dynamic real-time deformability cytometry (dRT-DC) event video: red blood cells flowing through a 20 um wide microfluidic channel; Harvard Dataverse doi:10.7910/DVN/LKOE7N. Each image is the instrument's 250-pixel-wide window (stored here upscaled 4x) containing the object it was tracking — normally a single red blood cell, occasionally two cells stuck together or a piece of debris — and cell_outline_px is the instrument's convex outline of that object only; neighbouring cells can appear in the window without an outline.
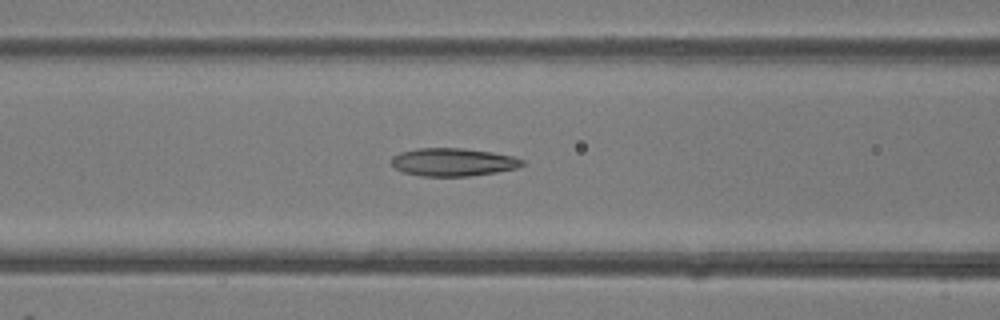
{"species": "common noctule bat (a hibernating species)", "species_latin": "Nyctalus noctula", "temperature_condition": "room temperature", "stored_images_in_passage": 39, "camera_frame_rate_fps": 3000, "um_per_image_px": 0.085, "animal": {"sex": "female"}, "frame": {"image": 1, "passage_image": 19, "time_ms": 6.0, "image_size_px": [1000, 320], "cell_outline_px": [[524, 164], [516, 168], [496, 172], [468, 176], [420, 176], [404, 172], [396, 168], [392, 164], [392, 156], [400, 152], [416, 148], [464, 148], [492, 152], [512, 156], [524, 160]], "centroid_in_image_um": [38.5, 13.77], "position_along_channel_um": 128.1, "area_um2": 21.27}}
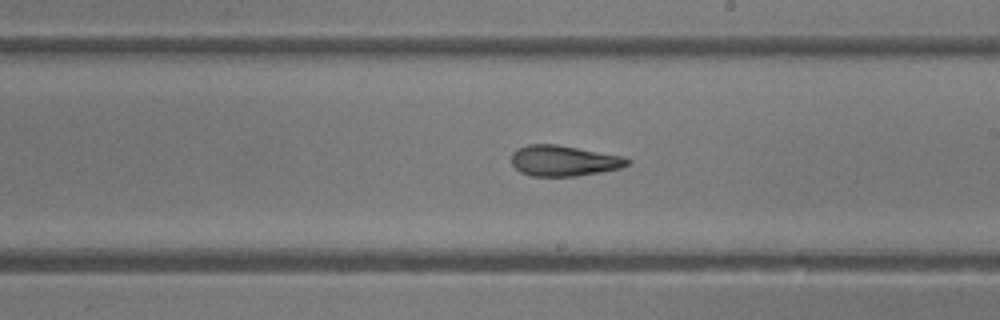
{"frame": {"image": 2, "passage_image": 27, "time_ms": 8.667, "image_size_px": [1000, 320], "cell_outline_px": [[632, 160], [628, 164], [620, 168], [600, 172], [576, 176], [532, 176], [520, 172], [512, 164], [512, 152], [516, 148], [528, 144], [556, 144], [624, 156]], "centroid_in_image_um": [47.91, 13.65], "position_along_channel_um": 241.1, "area_um2": 20.81}}
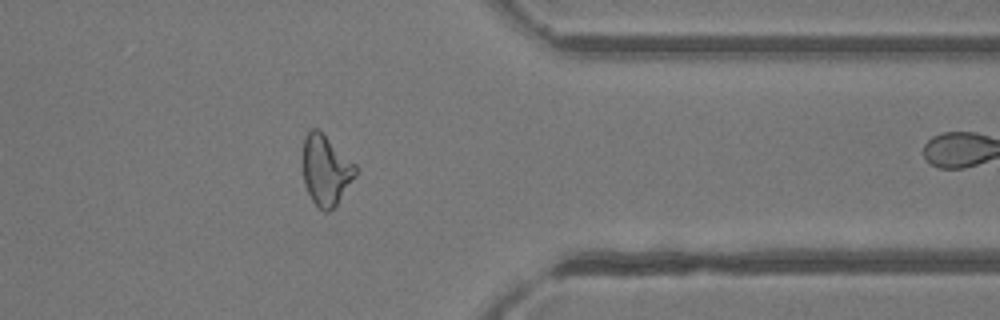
{"frame": {"image": 3, "passage_image": 38, "time_ms": 12.333, "image_size_px": [1000, 320], "cell_outline_px": [[356, 176], [336, 204], [328, 212], [324, 212], [312, 200], [304, 184], [304, 136], [312, 128], [316, 128], [356, 164]], "centroid_in_image_um": [27.7, 14.47], "position_along_channel_um": 383.7, "area_um2": 21.04}}